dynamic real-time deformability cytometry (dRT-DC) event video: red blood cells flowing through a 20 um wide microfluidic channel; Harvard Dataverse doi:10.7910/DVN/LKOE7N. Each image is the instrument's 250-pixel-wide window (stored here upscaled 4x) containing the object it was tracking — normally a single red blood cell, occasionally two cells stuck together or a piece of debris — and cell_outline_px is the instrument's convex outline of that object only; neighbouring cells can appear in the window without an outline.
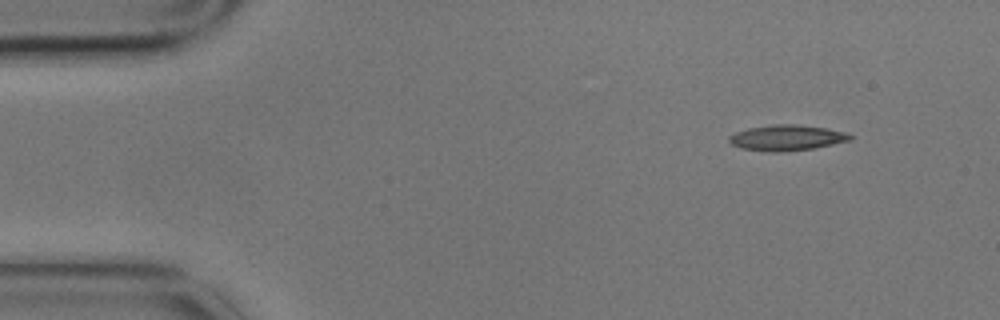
{"species": "common noctule bat (a hibernating species)", "species_latin": "Nyctalus noctula", "temperature_condition": "cold", "stored_images_in_passage": 5, "camera_frame_rate_fps": 3000, "um_per_image_px": 0.085, "animal": {"sex": "male", "body_mass_g": 17.9}, "frame": {"image": 1, "passage_image": 1, "time_ms": 0.0, "image_size_px": [1000, 320], "cell_outline_px": [[852, 140], [812, 148], [780, 152], [768, 152], [740, 148], [732, 144], [728, 140], [728, 136], [736, 132], [748, 128], [772, 124], [796, 124], [828, 128], [848, 132], [852, 136]], "centroid_in_image_um": [66.87, 11.7], "position_along_channel_um": 18.1, "area_um2": 18.21}}
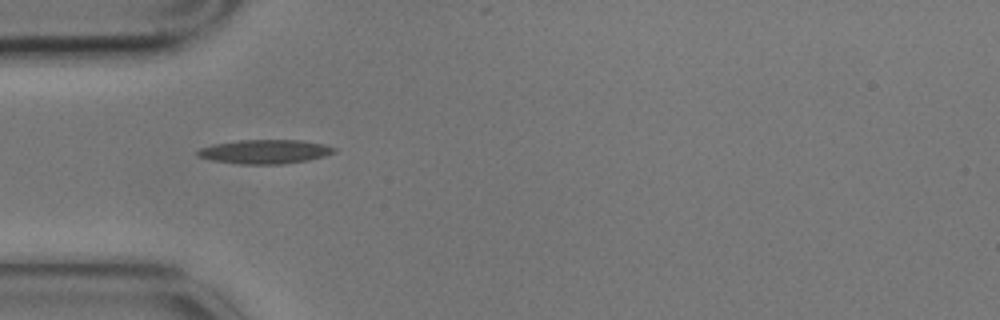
{"frame": {"image": 2, "passage_image": 4, "time_ms": 1.0, "image_size_px": [1000, 320], "cell_outline_px": [[336, 152], [324, 156], [308, 160], [284, 164], [240, 164], [212, 160], [196, 156], [196, 152], [200, 148], [212, 144], [240, 140], [304, 140], [324, 144], [336, 148]], "centroid_in_image_um": [22.52, 12.89], "position_along_channel_um": 62.5, "area_um2": 19.25}}